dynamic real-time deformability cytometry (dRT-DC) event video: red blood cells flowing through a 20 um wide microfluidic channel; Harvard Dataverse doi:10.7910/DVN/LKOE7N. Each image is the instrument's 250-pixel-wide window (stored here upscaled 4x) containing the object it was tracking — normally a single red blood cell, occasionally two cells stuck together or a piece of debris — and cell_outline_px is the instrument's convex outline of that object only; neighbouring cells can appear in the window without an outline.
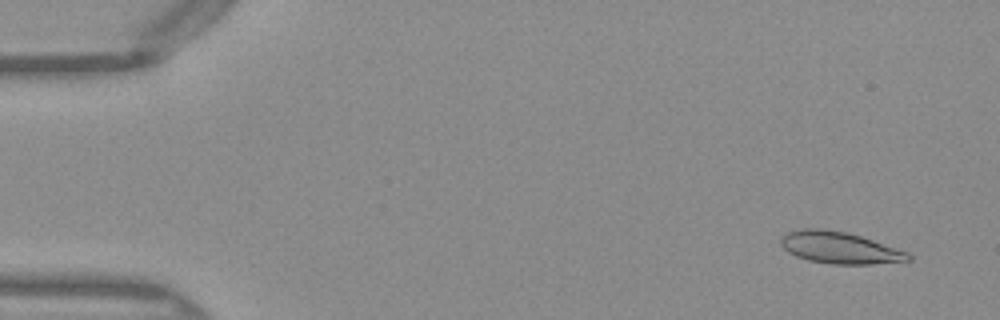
{"species": "Egyptian fruit bat (a non-hibernating species)", "species_latin": "Rousettus aegyptiacus", "temperature_condition": "warm", "stored_images_in_passage": 51, "camera_frame_rate_fps": 3000, "um_per_image_px": 0.085, "frame": {"image": 1, "passage_image": 3, "time_ms": 0.667, "image_size_px": [1000, 320], "cell_outline_px": [[912, 260], [872, 264], [832, 264], [808, 260], [796, 256], [788, 252], [780, 244], [780, 236], [788, 232], [804, 228], [820, 228], [848, 232], [908, 252], [912, 256]], "centroid_in_image_um": [71.35, 21.05], "position_along_channel_um": 13.7, "area_um2": 23.58}}
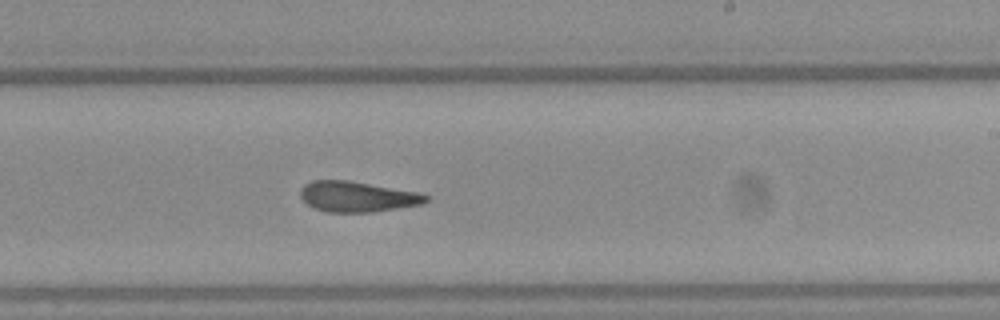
{"frame": {"image": 2, "passage_image": 30, "time_ms": 9.667, "image_size_px": [1000, 320], "cell_outline_px": [[428, 200], [424, 204], [372, 212], [328, 212], [316, 208], [308, 204], [300, 196], [300, 188], [304, 184], [312, 180], [348, 180], [420, 192], [428, 196]], "centroid_in_image_um": [30.39, 16.7], "position_along_channel_um": 258.6, "area_um2": 22.37}}
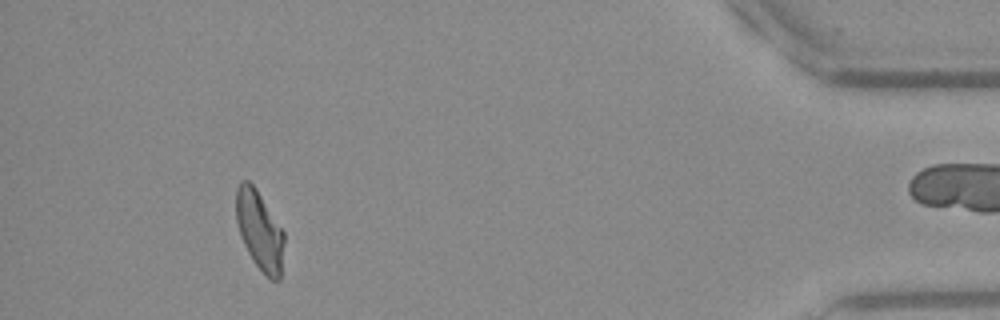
{"frame": {"image": 3, "passage_image": 46, "time_ms": 15.0, "image_size_px": [1000, 320], "cell_outline_px": [[284, 240], [280, 280], [272, 280], [252, 260], [240, 236], [236, 220], [236, 188], [240, 180], [248, 180], [256, 188], [284, 232]], "centroid_in_image_um": [22.04, 19.55], "position_along_channel_um": 413.2, "area_um2": 21.96}, "authors_computed_cell_mechanics": {"area_um2": 23.0622, "velocity_mm_per_s": 4.053, "shape_relaxation_time_tau1_ms": null, "shape_relaxation_time_tau2_ms": 3.0809, "deformation_change_tau1": null, "deformation_change_tau2": 0.1182}}